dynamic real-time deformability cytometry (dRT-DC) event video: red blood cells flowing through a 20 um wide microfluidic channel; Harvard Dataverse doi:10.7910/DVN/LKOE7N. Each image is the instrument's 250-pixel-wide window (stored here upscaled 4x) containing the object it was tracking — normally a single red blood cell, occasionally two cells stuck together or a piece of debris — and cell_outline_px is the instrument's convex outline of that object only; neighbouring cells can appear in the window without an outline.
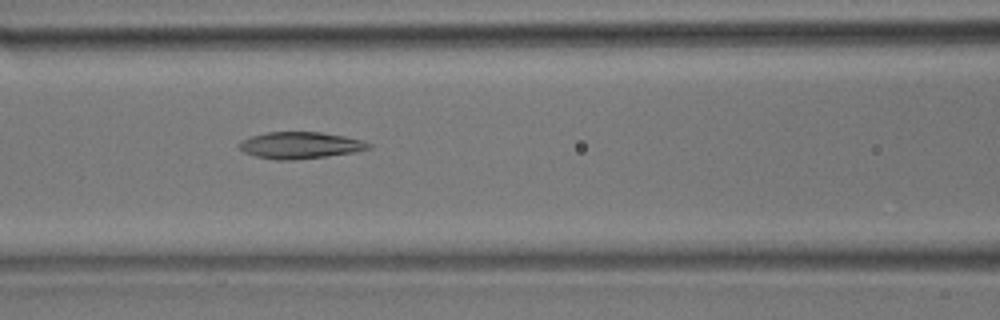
{"species": "common noctule bat (a hibernating species)", "species_latin": "Nyctalus noctula", "temperature_condition": "room temperature", "stored_images_in_passage": 31, "camera_frame_rate_fps": 3000, "um_per_image_px": 0.085, "animal": {"sex": "male", "body_mass_g": 17.9}, "frame": {"image": 1, "passage_image": 8, "time_ms": 2.333, "image_size_px": [1000, 320], "cell_outline_px": [[372, 148], [356, 152], [296, 160], [276, 160], [256, 156], [244, 152], [240, 148], [240, 140], [252, 136], [268, 132], [320, 132], [344, 136], [360, 140], [372, 144]], "centroid_in_image_um": [25.54, 12.35], "position_along_channel_um": 141.1, "area_um2": 20.06}}
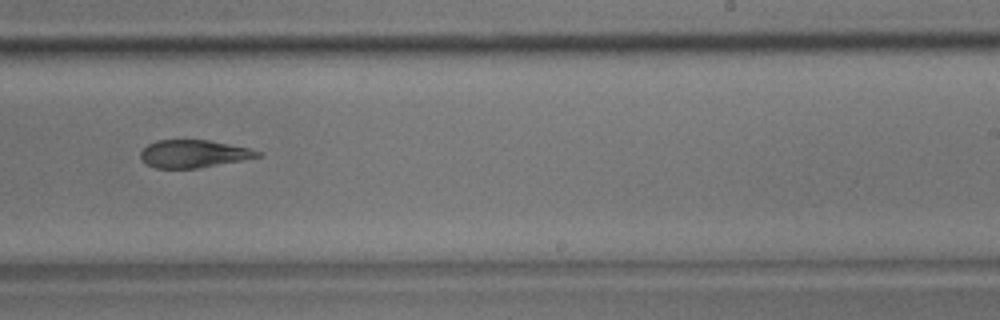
{"frame": {"image": 2, "passage_image": 16, "time_ms": 5.0, "image_size_px": [1000, 320], "cell_outline_px": [[264, 156], [196, 168], [156, 168], [148, 164], [140, 156], [140, 152], [148, 144], [156, 140], [208, 140], [248, 148], [260, 152]], "centroid_in_image_um": [16.45, 13.06], "position_along_channel_um": 272.6, "area_um2": 18.55}}
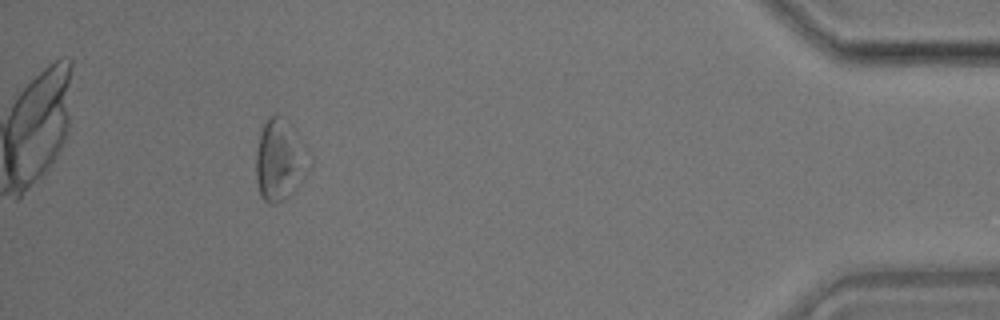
{"frame": {"image": 3, "passage_image": 28, "time_ms": 9.0, "image_size_px": [1000, 320], "cell_outline_px": [[312, 164], [292, 196], [276, 204], [272, 204], [264, 200], [260, 196], [256, 180], [256, 152], [260, 132], [268, 116], [276, 116], [288, 120], [292, 124], [312, 152]], "centroid_in_image_um": [23.85, 13.61], "position_along_channel_um": 411.3, "area_um2": 26.18}}